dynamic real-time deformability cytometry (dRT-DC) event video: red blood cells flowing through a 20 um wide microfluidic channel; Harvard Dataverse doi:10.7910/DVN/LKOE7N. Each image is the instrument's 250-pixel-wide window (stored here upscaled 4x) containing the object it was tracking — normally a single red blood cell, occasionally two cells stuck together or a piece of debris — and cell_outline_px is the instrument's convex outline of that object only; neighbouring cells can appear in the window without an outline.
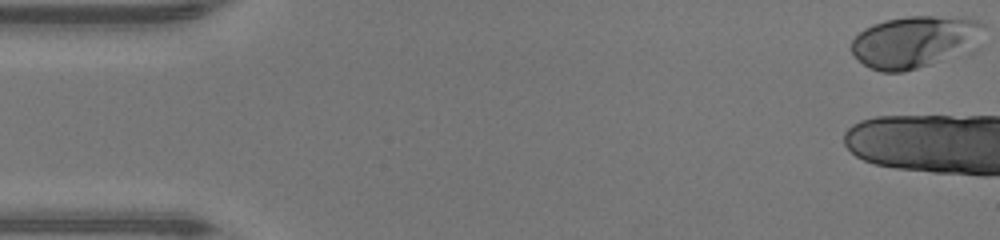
{"species": "human", "species_latin": "Homo sapiens", "temperature_condition": "warm", "stored_images_in_passage": 5, "camera_frame_rate_fps": 3000, "um_per_image_px": 0.085, "donor": {"sex": "male"}, "frame": {"image": 1, "passage_image": 1, "time_ms": 0.0, "image_size_px": [1000, 240], "cell_outline_px": [[984, 24], [960, 48], [928, 64], [904, 72], [880, 72], [864, 64], [852, 52], [852, 40], [864, 28], [872, 24], [888, 20], [908, 16], [932, 16], [976, 20]], "centroid_in_image_um": [77.46, 3.53], "position_along_channel_um": 7.5, "area_um2": 36.99}}